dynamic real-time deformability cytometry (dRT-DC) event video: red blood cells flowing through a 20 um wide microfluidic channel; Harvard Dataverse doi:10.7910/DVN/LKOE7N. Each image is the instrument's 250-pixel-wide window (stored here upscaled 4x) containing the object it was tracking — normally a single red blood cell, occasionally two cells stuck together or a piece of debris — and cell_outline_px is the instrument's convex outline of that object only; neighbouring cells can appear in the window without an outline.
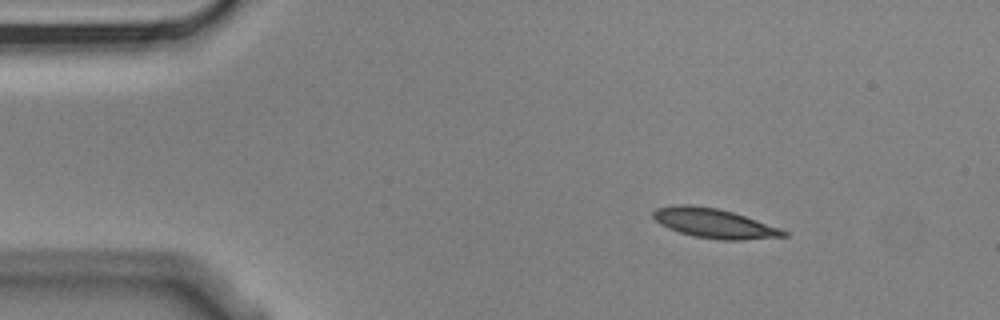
{"species": "Egyptian fruit bat (a non-hibernating species)", "species_latin": "Rousettus aegyptiacus", "temperature_condition": "cold", "stored_images_in_passage": 5, "camera_frame_rate_fps": 3000, "um_per_image_px": 0.085, "animal": {"sex": "male"}, "frame": {"image": 1, "passage_image": 2, "time_ms": 0.333, "image_size_px": [1000, 320], "cell_outline_px": [[788, 236], [744, 240], [720, 240], [692, 236], [668, 228], [660, 224], [652, 216], [652, 212], [656, 208], [672, 204], [692, 204], [716, 208], [732, 212], [780, 228], [788, 232]], "centroid_in_image_um": [60.67, 18.97], "position_along_channel_um": 24.3, "area_um2": 22.48}}
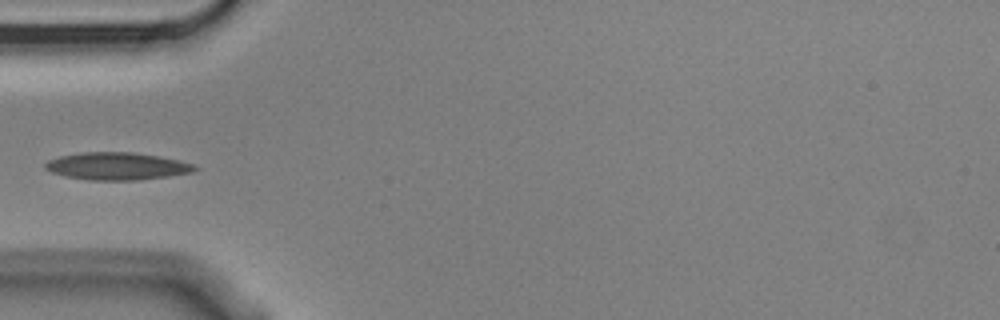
{"frame": {"image": 2, "passage_image": 5, "time_ms": 1.333, "image_size_px": [1000, 320], "cell_outline_px": [[200, 168], [192, 172], [168, 176], [140, 180], [88, 180], [64, 176], [52, 172], [44, 168], [44, 164], [48, 160], [60, 156], [84, 152], [132, 152], [180, 160], [192, 164]], "centroid_in_image_um": [9.93, 14.13], "position_along_channel_um": 75.1, "area_um2": 23.87}}